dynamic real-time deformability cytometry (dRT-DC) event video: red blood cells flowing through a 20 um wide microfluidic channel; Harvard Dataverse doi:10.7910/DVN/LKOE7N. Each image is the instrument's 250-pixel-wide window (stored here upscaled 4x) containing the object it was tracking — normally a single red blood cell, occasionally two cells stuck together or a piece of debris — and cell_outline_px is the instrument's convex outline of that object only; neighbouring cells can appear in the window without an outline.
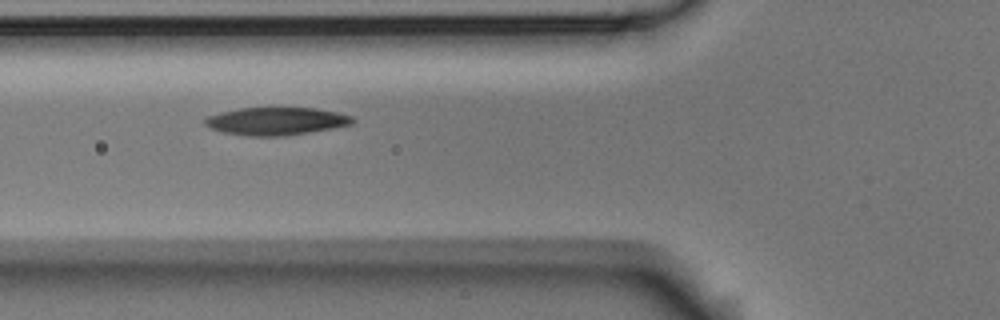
{"species": "Egyptian fruit bat (a non-hibernating species)", "species_latin": "Rousettus aegyptiacus", "temperature_condition": "room temperature", "stored_images_in_passage": 5, "camera_frame_rate_fps": 3000, "um_per_image_px": 0.085, "animal": {"sex": "male"}, "frame": {"image": 1, "passage_image": 4, "time_ms": 1.0, "image_size_px": [1000, 320], "cell_outline_px": [[356, 120], [352, 124], [332, 128], [284, 136], [248, 136], [224, 132], [212, 128], [204, 124], [204, 120], [208, 116], [220, 112], [240, 108], [316, 108], [336, 112], [352, 116]], "centroid_in_image_um": [23.48, 10.29], "position_along_channel_um": 102.3, "area_um2": 23.7}}
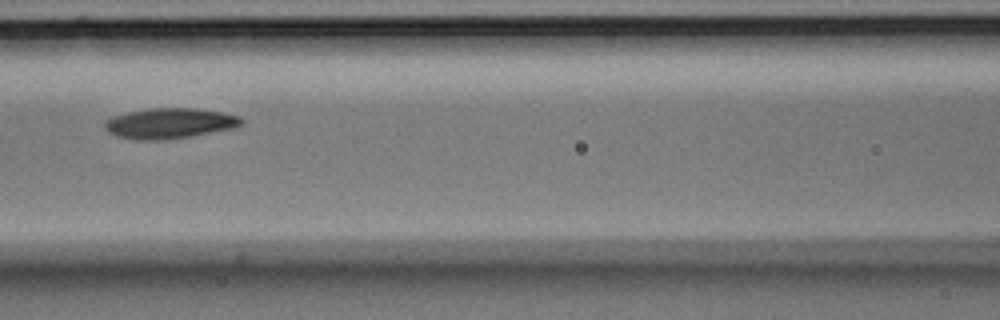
{"frame": {"image": 2, "passage_image": 5, "time_ms": 1.333, "image_size_px": [1000, 320], "cell_outline_px": [[244, 124], [232, 128], [192, 136], [168, 140], [132, 140], [116, 136], [108, 132], [104, 128], [104, 124], [112, 116], [128, 112], [152, 108], [196, 108], [224, 112], [240, 116], [244, 120]], "centroid_in_image_um": [14.43, 10.49], "position_along_channel_um": 152.2, "area_um2": 24.51}}